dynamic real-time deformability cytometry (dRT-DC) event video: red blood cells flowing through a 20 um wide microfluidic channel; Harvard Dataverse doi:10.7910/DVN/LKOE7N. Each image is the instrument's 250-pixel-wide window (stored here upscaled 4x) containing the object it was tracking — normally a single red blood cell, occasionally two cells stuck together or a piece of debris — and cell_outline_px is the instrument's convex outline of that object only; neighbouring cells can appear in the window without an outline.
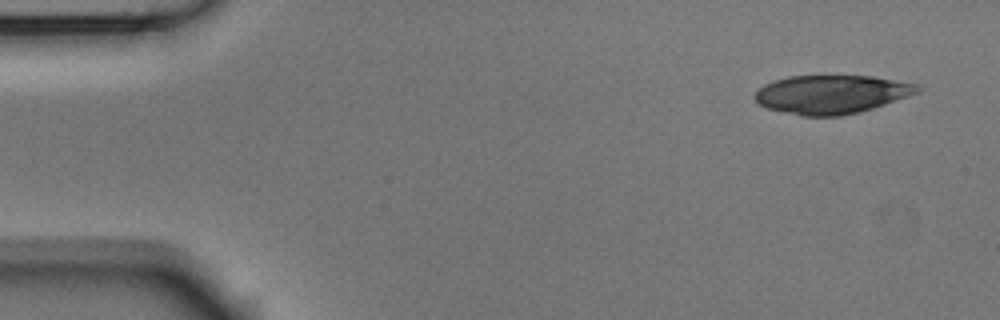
{"species": "Egyptian fruit bat (a non-hibernating species)", "species_latin": "Rousettus aegyptiacus", "temperature_condition": "room temperature", "stored_images_in_passage": 3, "camera_frame_rate_fps": 3000, "um_per_image_px": 0.085, "animal": {"sex": "male"}, "frame": {"image": 1, "passage_image": 1, "time_ms": 0.0, "image_size_px": [1000, 320], "cell_outline_px": [[920, 92], [860, 112], [840, 116], [800, 116], [768, 108], [760, 104], [752, 96], [764, 84], [772, 80], [788, 76], [872, 76], [916, 84], [920, 88]], "centroid_in_image_um": [70.64, 8.02], "position_along_channel_um": 14.4, "area_um2": 36.41}}